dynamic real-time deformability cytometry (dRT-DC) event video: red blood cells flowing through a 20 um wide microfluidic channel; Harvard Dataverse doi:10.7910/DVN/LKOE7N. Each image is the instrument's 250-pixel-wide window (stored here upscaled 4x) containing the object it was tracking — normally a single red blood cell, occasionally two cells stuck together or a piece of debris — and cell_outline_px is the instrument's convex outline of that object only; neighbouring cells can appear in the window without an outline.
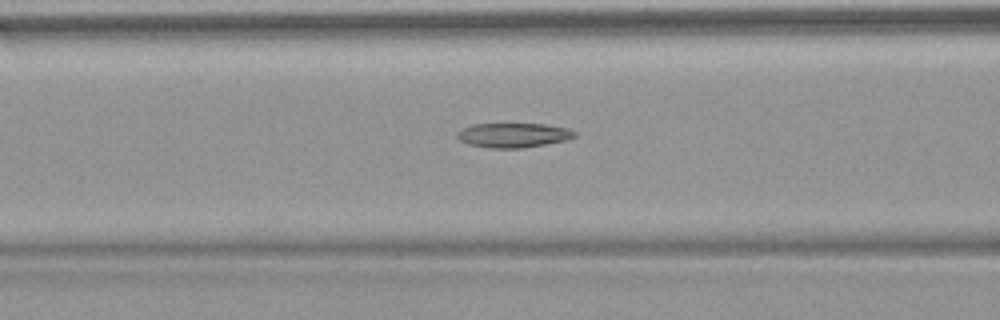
{"species": "common noctule bat (a hibernating species)", "species_latin": "Nyctalus noctula", "temperature_condition": "warm", "stored_images_in_passage": 41, "camera_frame_rate_fps": 3000, "um_per_image_px": 0.085, "animal": {"sex": "female", "body_mass_g": 18.4}, "frame": {"image": 1, "passage_image": 12, "time_ms": 3.667, "image_size_px": [1000, 320], "cell_outline_px": [[576, 136], [564, 140], [524, 148], [488, 148], [468, 144], [460, 140], [456, 136], [456, 132], [472, 124], [544, 124], [568, 128], [576, 132]], "centroid_in_image_um": [43.61, 11.49], "position_along_channel_um": 123.0, "area_um2": 16.7}}
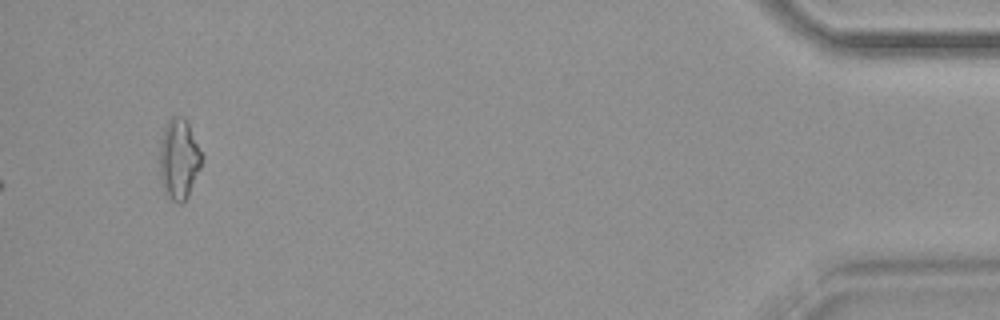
{"frame": {"image": 2, "passage_image": 41, "time_ms": 13.333, "image_size_px": [1000, 320], "cell_outline_px": [[204, 156], [200, 168], [188, 196], [180, 204], [172, 200], [164, 192], [160, 180], [160, 144], [164, 128], [168, 120], [172, 116], [184, 116]], "centroid_in_image_um": [15.21, 13.52], "position_along_channel_um": 420.0, "area_um2": 19.77}, "authors_computed_cell_mechanics": {"area_um2": 16.473, "velocity_mm_per_s": 3.8311, "shape_relaxation_time_tau1_ms": null, "shape_relaxation_time_tau2_ms": 5.476, "deformation_change_tau1": null, "deformation_change_tau2": 0.169}}